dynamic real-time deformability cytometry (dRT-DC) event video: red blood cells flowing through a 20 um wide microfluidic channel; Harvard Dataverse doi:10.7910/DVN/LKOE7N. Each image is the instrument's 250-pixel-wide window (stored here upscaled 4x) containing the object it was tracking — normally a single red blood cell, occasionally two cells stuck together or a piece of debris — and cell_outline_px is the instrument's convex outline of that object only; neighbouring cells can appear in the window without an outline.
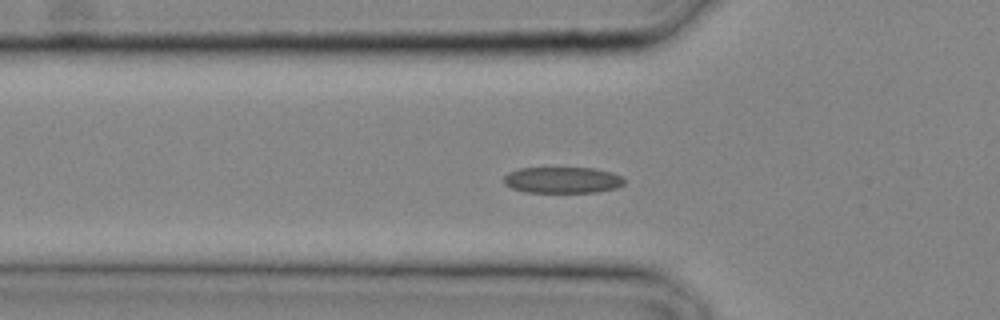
{"species": "common noctule bat (a hibernating species)", "species_latin": "Nyctalus noctula", "temperature_condition": "cold", "stored_images_in_passage": 8, "camera_frame_rate_fps": 3000, "um_per_image_px": 0.085, "animal": {"sex": "male", "body_mass_g": 20.4}, "frame": {"image": 1, "passage_image": 7, "time_ms": 2.0, "image_size_px": [1000, 320], "cell_outline_px": [[624, 184], [616, 188], [596, 192], [524, 192], [512, 188], [504, 184], [504, 176], [508, 172], [520, 168], [592, 168], [608, 172], [620, 176], [624, 180]], "centroid_in_image_um": [47.76, 15.31], "position_along_channel_um": 78.0, "area_um2": 18.26}}